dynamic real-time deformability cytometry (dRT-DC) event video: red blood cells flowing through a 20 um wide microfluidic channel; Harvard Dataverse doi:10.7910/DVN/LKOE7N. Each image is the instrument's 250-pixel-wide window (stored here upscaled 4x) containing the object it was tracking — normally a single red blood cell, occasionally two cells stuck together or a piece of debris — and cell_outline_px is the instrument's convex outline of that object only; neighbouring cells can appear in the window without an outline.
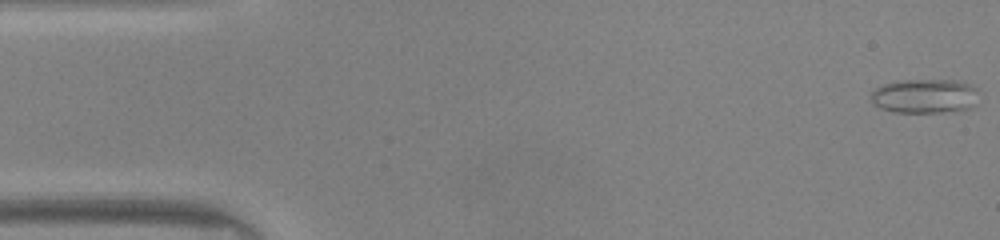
{"species": "common noctule bat (a hibernating species)", "species_latin": "Nyctalus noctula", "temperature_condition": "warm", "stored_images_in_passage": 48, "camera_frame_rate_fps": 3000, "um_per_image_px": 0.085, "animal": {"sex": "male", "body_mass_g": 20.0, "forearm_length_mm": 53.3}, "frame": {"image": 1, "passage_image": 1, "time_ms": 0.0, "image_size_px": [1000, 240], "cell_outline_px": [[976, 104], [968, 108], [944, 112], [892, 112], [880, 108], [872, 104], [868, 96], [876, 88], [884, 84], [900, 80], [964, 80], [976, 88]], "centroid_in_image_um": [78.57, 8.16], "position_along_channel_um": 6.4, "area_um2": 21.79}}
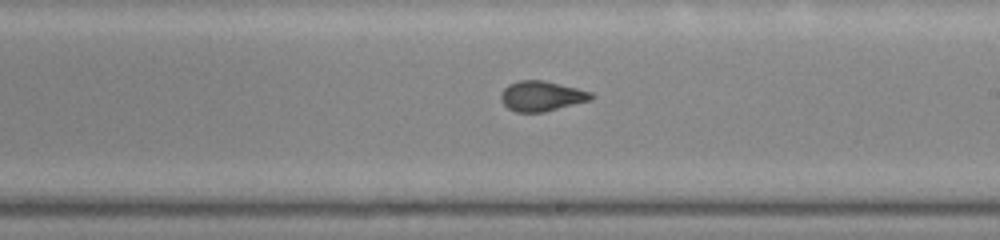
{"frame": {"image": 2, "passage_image": 27, "time_ms": 8.667, "image_size_px": [1000, 240], "cell_outline_px": [[596, 96], [592, 100], [544, 112], [516, 112], [508, 108], [500, 100], [500, 96], [504, 88], [508, 84], [520, 80], [544, 80], [592, 92]], "centroid_in_image_um": [46.05, 8.17], "position_along_channel_um": 242.9, "area_um2": 15.95}}
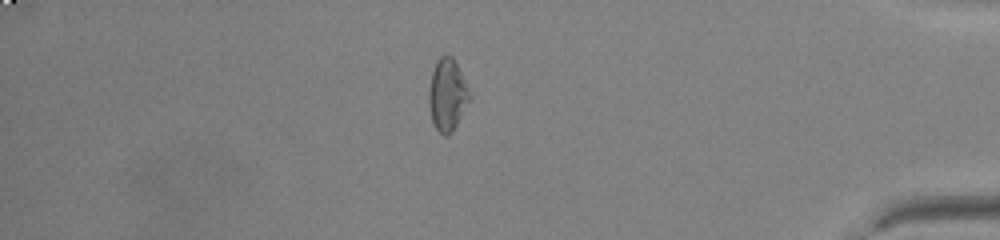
{"frame": {"image": 3, "passage_image": 41, "time_ms": 13.333, "image_size_px": [1000, 240], "cell_outline_px": [[472, 96], [452, 132], [448, 136], [444, 136], [436, 128], [432, 120], [428, 104], [428, 88], [432, 72], [436, 60], [440, 56], [452, 56]], "centroid_in_image_um": [38.0, 8.07], "position_along_channel_um": 397.2, "area_um2": 16.99}, "authors_computed_cell_mechanics": {"area_um2": 16.8776, "velocity_mm_per_s": 4.179, "shape_relaxation_time_tau1_ms": 8.9233, "shape_relaxation_time_tau2_ms": 0.597, "deformation_change_tau1": 0.1595, "deformation_change_tau2": 0.0463}}